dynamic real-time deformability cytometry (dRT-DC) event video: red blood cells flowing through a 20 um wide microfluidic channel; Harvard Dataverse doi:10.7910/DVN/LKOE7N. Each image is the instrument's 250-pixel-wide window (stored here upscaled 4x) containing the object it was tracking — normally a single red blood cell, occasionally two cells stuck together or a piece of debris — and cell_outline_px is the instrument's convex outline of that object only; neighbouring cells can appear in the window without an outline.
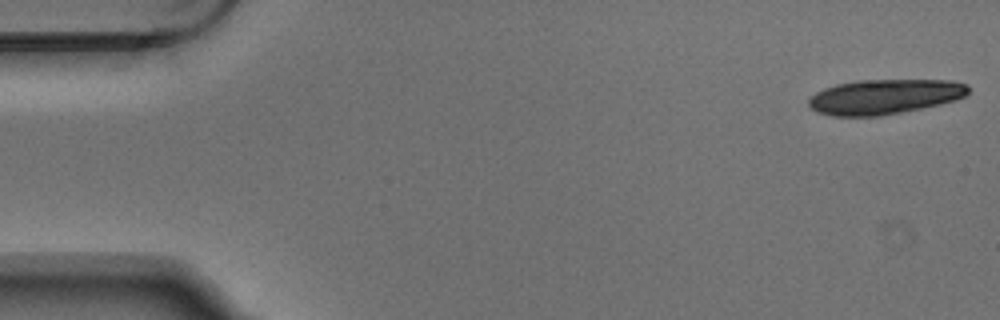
{"species": "Egyptian fruit bat (a non-hibernating species)", "species_latin": "Rousettus aegyptiacus", "temperature_condition": "warm", "stored_images_in_passage": 5, "camera_frame_rate_fps": 3000, "um_per_image_px": 0.085, "animal": {"sex": "male"}, "frame": {"image": 1, "passage_image": 1, "time_ms": 0.0, "image_size_px": [1000, 320], "cell_outline_px": [[968, 92], [964, 96], [956, 100], [940, 104], [880, 116], [832, 116], [816, 112], [808, 104], [808, 100], [816, 92], [824, 88], [836, 84], [856, 80], [952, 80], [968, 84]], "centroid_in_image_um": [75.17, 8.21], "position_along_channel_um": 9.8, "area_um2": 32.48}}